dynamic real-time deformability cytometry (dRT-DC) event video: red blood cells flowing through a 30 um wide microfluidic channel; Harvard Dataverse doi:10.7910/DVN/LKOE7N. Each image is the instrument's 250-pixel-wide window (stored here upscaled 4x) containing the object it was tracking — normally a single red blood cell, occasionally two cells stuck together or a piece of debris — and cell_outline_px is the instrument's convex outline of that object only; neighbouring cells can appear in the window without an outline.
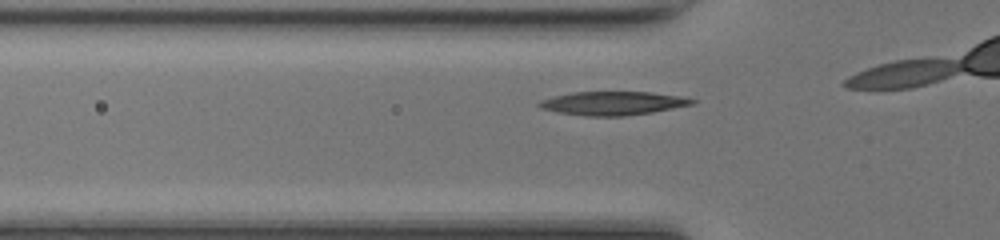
{"species": "common noctule bat (a hibernating species)", "species_latin": "Nyctalus noctula", "temperature_condition": "room temperature", "stored_images_in_passage": 7, "camera_frame_rate_fps": 3000, "um_per_image_px": 0.085, "animal": {"sex": "female", "body_mass_g": 17.0, "forearm_length_mm": 48.0}, "frame": {"image": 1, "passage_image": 3, "time_ms": 0.667, "image_size_px": [1000, 240], "cell_outline_px": [[696, 104], [652, 112], [624, 116], [588, 116], [556, 112], [540, 108], [536, 104], [540, 100], [552, 96], [572, 92], [652, 92], [684, 96], [696, 100]], "centroid_in_image_um": [52.1, 8.77], "position_along_channel_um": 73.7, "area_um2": 21.27}}
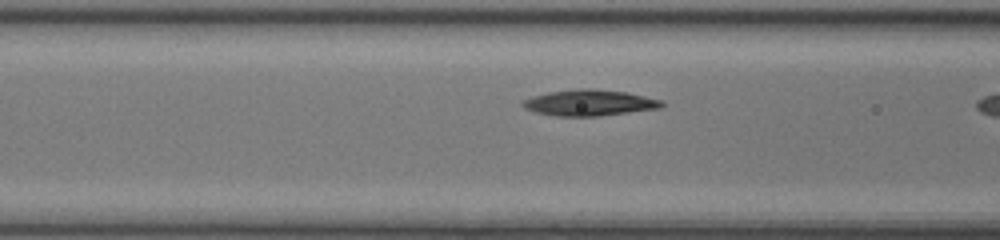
{"frame": {"image": 2, "passage_image": 6, "time_ms": 1.667, "image_size_px": [1000, 240], "cell_outline_px": [[664, 104], [660, 108], [600, 116], [556, 116], [536, 112], [524, 108], [520, 104], [520, 100], [532, 96], [548, 92], [580, 88], [592, 88], [628, 92], [664, 100]], "centroid_in_image_um": [50.09, 8.72], "position_along_channel_um": 116.5, "area_um2": 21.39}}